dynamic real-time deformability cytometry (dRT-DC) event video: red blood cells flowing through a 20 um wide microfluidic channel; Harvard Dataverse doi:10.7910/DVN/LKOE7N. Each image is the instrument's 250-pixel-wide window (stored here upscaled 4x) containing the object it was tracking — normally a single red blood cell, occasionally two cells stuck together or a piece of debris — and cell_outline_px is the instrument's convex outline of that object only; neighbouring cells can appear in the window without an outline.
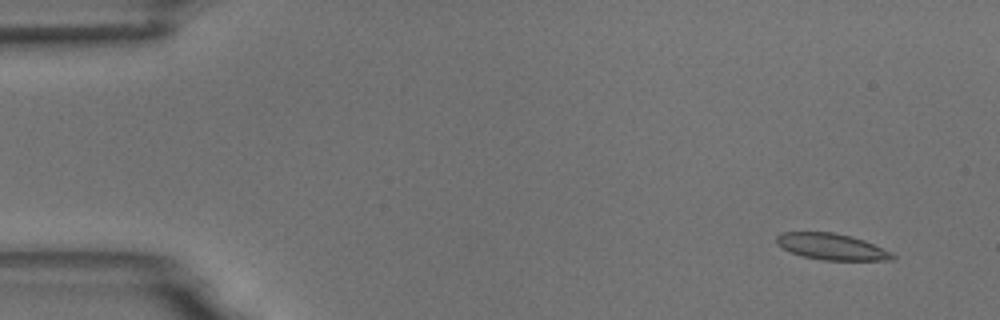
{"species": "common noctule bat (a hibernating species)", "species_latin": "Nyctalus noctula", "temperature_condition": "room temperature", "stored_images_in_passage": 8, "camera_frame_rate_fps": 3000, "um_per_image_px": 0.085, "animal": {"sex": "male", "body_mass_g": 18.8}, "frame": {"image": 1, "passage_image": 2, "time_ms": 1.0, "image_size_px": [1000, 320], "cell_outline_px": [[896, 260], [824, 260], [804, 256], [792, 252], [776, 244], [776, 236], [780, 232], [832, 232], [852, 236], [864, 240], [892, 252], [896, 256]], "centroid_in_image_um": [70.72, 20.96], "position_along_channel_um": 14.3, "area_um2": 17.74}}
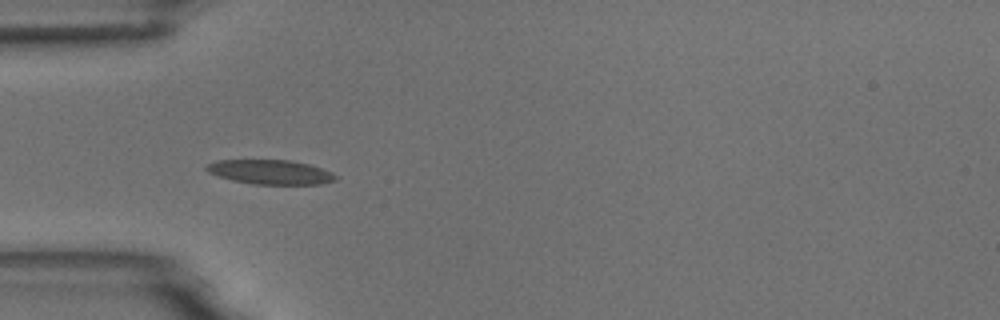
{"frame": {"image": 2, "passage_image": 5, "time_ms": 5.333, "image_size_px": [1000, 320], "cell_outline_px": [[340, 176], [336, 180], [320, 184], [252, 184], [232, 180], [216, 176], [208, 172], [204, 168], [208, 164], [216, 160], [288, 160], [308, 164], [332, 172]], "centroid_in_image_um": [22.98, 14.63], "position_along_channel_um": 62.0, "area_um2": 18.44}}